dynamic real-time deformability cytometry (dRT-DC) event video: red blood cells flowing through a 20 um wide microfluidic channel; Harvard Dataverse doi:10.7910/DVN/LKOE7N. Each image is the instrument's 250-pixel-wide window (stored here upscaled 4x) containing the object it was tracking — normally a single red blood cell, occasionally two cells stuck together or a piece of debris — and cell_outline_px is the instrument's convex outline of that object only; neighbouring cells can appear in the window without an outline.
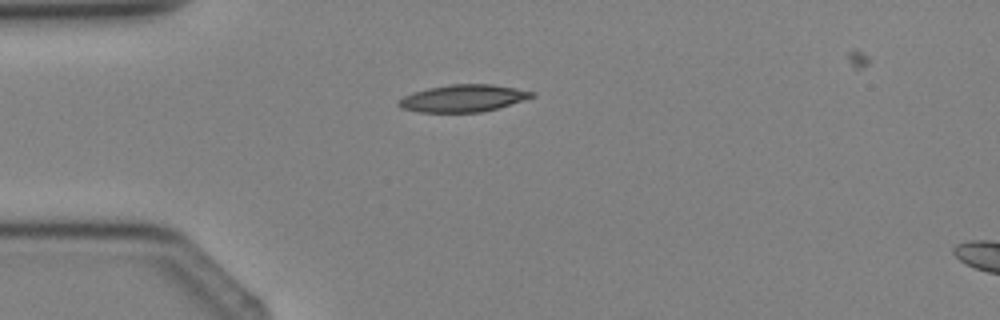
{"species": "Egyptian fruit bat (a non-hibernating species)", "species_latin": "Rousettus aegyptiacus", "temperature_condition": "cold", "stored_images_in_passage": 4, "camera_frame_rate_fps": 3000, "um_per_image_px": 0.085, "animal": {"sex": "female"}, "frame": {"image": 1, "passage_image": 3, "time_ms": 2.333, "image_size_px": [1000, 320], "cell_outline_px": [[536, 96], [524, 100], [496, 108], [480, 112], [420, 112], [400, 108], [396, 104], [404, 96], [428, 88], [452, 84], [492, 84], [516, 88], [536, 92]], "centroid_in_image_um": [39.39, 8.35], "position_along_channel_um": 45.6, "area_um2": 20.92}}